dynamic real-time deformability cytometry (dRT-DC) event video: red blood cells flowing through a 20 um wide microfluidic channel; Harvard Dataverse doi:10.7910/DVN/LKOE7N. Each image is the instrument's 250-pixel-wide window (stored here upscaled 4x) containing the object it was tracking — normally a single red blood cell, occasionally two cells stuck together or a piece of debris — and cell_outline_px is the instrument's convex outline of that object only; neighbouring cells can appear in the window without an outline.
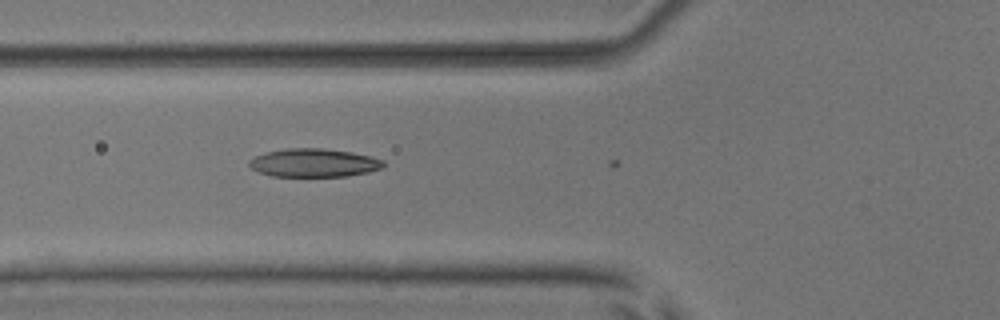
{"species": "common noctule bat (a hibernating species)", "species_latin": "Nyctalus noctula", "temperature_condition": "room temperature", "stored_images_in_passage": 3, "camera_frame_rate_fps": 3000, "um_per_image_px": 0.085, "animal": {"sex": "male", "body_mass_g": 17.9, "forearm_length_mm": 54.2}, "frame": {"image": 1, "passage_image": 2, "time_ms": 0.333, "image_size_px": [1000, 320], "cell_outline_px": [[384, 168], [368, 172], [348, 176], [272, 176], [260, 172], [252, 168], [248, 164], [248, 160], [256, 156], [268, 152], [284, 148], [324, 148], [352, 152], [372, 156], [384, 160]], "centroid_in_image_um": [26.72, 13.83], "position_along_channel_um": 99.1, "area_um2": 22.25}}